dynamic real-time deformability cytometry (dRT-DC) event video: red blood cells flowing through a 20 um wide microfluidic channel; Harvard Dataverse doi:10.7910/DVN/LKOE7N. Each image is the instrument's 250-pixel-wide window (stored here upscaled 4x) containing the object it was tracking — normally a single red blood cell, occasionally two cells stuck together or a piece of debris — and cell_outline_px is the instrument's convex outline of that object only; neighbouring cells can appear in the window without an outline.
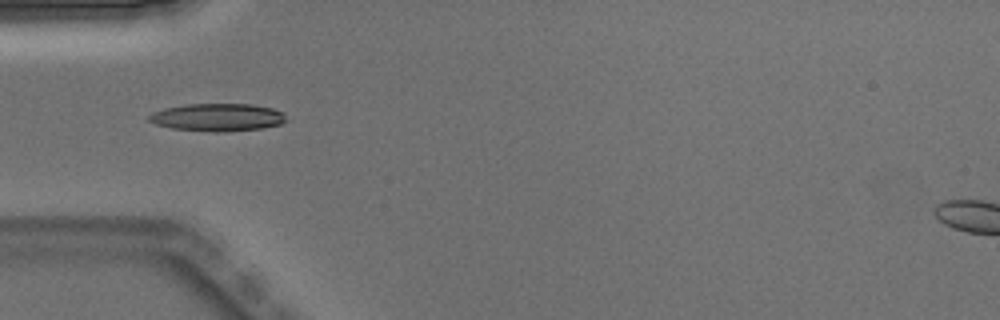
{"species": "Egyptian fruit bat (a non-hibernating species)", "species_latin": "Rousettus aegyptiacus", "temperature_condition": "warm", "stored_images_in_passage": 5, "camera_frame_rate_fps": 3000, "um_per_image_px": 0.085, "animal": {"sex": "male"}, "frame": {"image": 1, "passage_image": 5, "time_ms": 1.333, "image_size_px": [1000, 320], "cell_outline_px": [[288, 120], [280, 124], [264, 128], [220, 132], [216, 132], [172, 128], [156, 124], [148, 120], [148, 116], [152, 112], [164, 108], [188, 104], [252, 104], [272, 108], [284, 112]], "centroid_in_image_um": [18.52, 9.97], "position_along_channel_um": 66.5, "area_um2": 22.2}}